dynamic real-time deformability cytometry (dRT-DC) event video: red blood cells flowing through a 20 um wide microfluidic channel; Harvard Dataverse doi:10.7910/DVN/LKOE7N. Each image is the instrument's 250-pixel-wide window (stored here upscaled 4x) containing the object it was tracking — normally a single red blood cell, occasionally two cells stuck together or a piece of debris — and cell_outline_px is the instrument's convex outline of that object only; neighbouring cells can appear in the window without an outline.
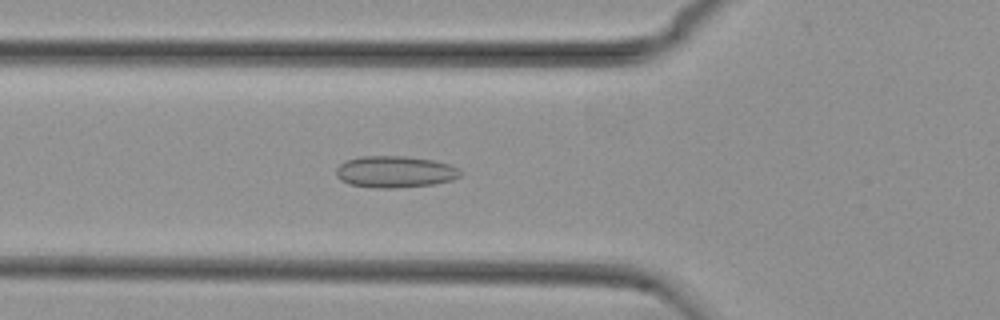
{"species": "common noctule bat (a hibernating species)", "species_latin": "Nyctalus noctula", "temperature_condition": "cold", "stored_images_in_passage": 53, "camera_frame_rate_fps": 3000, "um_per_image_px": 0.085, "animal": {"sex": "female", "body_mass_g": 29.2, "forearm_length_mm": 56.3}, "frame": {"image": 1, "passage_image": 18, "time_ms": 5.667, "image_size_px": [1000, 320], "cell_outline_px": [[460, 176], [452, 180], [432, 184], [396, 188], [376, 188], [348, 184], [340, 180], [336, 176], [336, 168], [344, 160], [360, 156], [404, 156], [432, 160], [452, 164], [460, 172]], "centroid_in_image_um": [33.52, 14.6], "position_along_channel_um": 92.3, "area_um2": 23.0}}
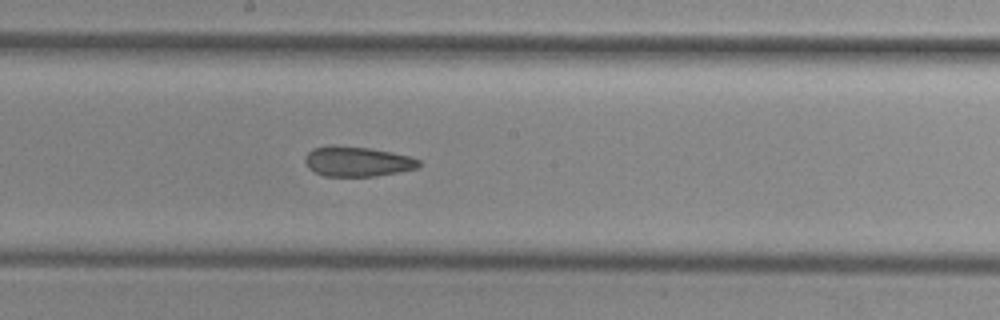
{"frame": {"image": 2, "passage_image": 28, "time_ms": 9.0, "image_size_px": [1000, 320], "cell_outline_px": [[420, 164], [416, 168], [376, 176], [324, 176], [308, 168], [304, 160], [304, 156], [312, 148], [328, 144], [332, 144], [368, 148], [408, 156], [420, 160]], "centroid_in_image_um": [30.28, 13.71], "position_along_channel_um": 217.9, "area_um2": 19.83}}
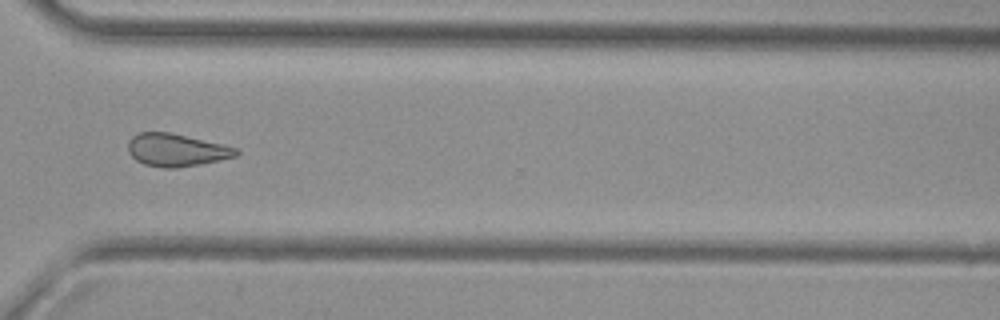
{"frame": {"image": 3, "passage_image": 39, "time_ms": 12.667, "image_size_px": [1000, 320], "cell_outline_px": [[240, 152], [236, 156], [220, 160], [200, 164], [176, 168], [160, 168], [144, 164], [136, 160], [128, 152], [128, 140], [132, 136], [140, 132], [172, 132], [224, 144], [236, 148]], "centroid_in_image_um": [14.99, 12.74], "position_along_channel_um": 355.6, "area_um2": 20.81}, "authors_computed_cell_mechanics": {"area_um2": 21.1548, "velocity_mm_per_s": 3.7562, "shape_relaxation_time_tau1_ms": null, "shape_relaxation_time_tau2_ms": 3.2425, "deformation_change_tau1": null, "deformation_change_tau2": 0.0987}}